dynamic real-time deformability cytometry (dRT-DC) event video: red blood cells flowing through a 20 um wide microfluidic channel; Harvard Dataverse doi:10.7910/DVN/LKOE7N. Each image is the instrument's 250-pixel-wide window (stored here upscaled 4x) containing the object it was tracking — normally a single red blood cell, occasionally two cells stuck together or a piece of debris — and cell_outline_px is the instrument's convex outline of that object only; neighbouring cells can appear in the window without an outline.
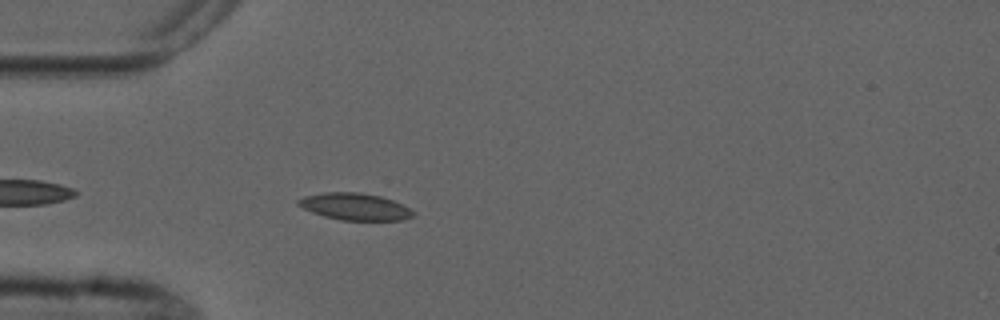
{"species": "common noctule bat (a hibernating species)", "species_latin": "Nyctalus noctula", "temperature_condition": "cold", "stored_images_in_passage": 4, "camera_frame_rate_fps": 3000, "um_per_image_px": 0.085, "animal": {"sex": "male", "forearm_length_mm": 52.5}, "frame": {"image": 1, "passage_image": 4, "time_ms": 4.333, "image_size_px": [1000, 320], "cell_outline_px": [[416, 212], [412, 216], [404, 220], [340, 220], [324, 216], [312, 212], [296, 204], [296, 200], [304, 196], [324, 192], [356, 192], [380, 196], [392, 200]], "centroid_in_image_um": [30.14, 17.56], "position_along_channel_um": 54.9, "area_um2": 17.92}}